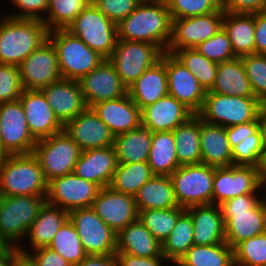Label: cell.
I'll use <instances>...</instances> for the list:
<instances>
[{
  "label": "cell",
  "mask_w": 266,
  "mask_h": 266,
  "mask_svg": "<svg viewBox=\"0 0 266 266\" xmlns=\"http://www.w3.org/2000/svg\"><path fill=\"white\" fill-rule=\"evenodd\" d=\"M127 93L140 110L168 95L165 62L160 59L148 68L127 89Z\"/></svg>",
  "instance_id": "cell-29"
},
{
  "label": "cell",
  "mask_w": 266,
  "mask_h": 266,
  "mask_svg": "<svg viewBox=\"0 0 266 266\" xmlns=\"http://www.w3.org/2000/svg\"><path fill=\"white\" fill-rule=\"evenodd\" d=\"M195 49L208 60L222 63L236 58L227 33L221 28L214 36L198 44Z\"/></svg>",
  "instance_id": "cell-49"
},
{
  "label": "cell",
  "mask_w": 266,
  "mask_h": 266,
  "mask_svg": "<svg viewBox=\"0 0 266 266\" xmlns=\"http://www.w3.org/2000/svg\"><path fill=\"white\" fill-rule=\"evenodd\" d=\"M235 266H266V232L239 243L234 248Z\"/></svg>",
  "instance_id": "cell-46"
},
{
  "label": "cell",
  "mask_w": 266,
  "mask_h": 266,
  "mask_svg": "<svg viewBox=\"0 0 266 266\" xmlns=\"http://www.w3.org/2000/svg\"><path fill=\"white\" fill-rule=\"evenodd\" d=\"M74 266H117L116 255H87Z\"/></svg>",
  "instance_id": "cell-58"
},
{
  "label": "cell",
  "mask_w": 266,
  "mask_h": 266,
  "mask_svg": "<svg viewBox=\"0 0 266 266\" xmlns=\"http://www.w3.org/2000/svg\"><path fill=\"white\" fill-rule=\"evenodd\" d=\"M24 90H40L62 79L55 47L46 40L19 65Z\"/></svg>",
  "instance_id": "cell-17"
},
{
  "label": "cell",
  "mask_w": 266,
  "mask_h": 266,
  "mask_svg": "<svg viewBox=\"0 0 266 266\" xmlns=\"http://www.w3.org/2000/svg\"><path fill=\"white\" fill-rule=\"evenodd\" d=\"M220 207L225 222V242L232 249L244 240L266 232L264 194L240 195L224 201Z\"/></svg>",
  "instance_id": "cell-2"
},
{
  "label": "cell",
  "mask_w": 266,
  "mask_h": 266,
  "mask_svg": "<svg viewBox=\"0 0 266 266\" xmlns=\"http://www.w3.org/2000/svg\"><path fill=\"white\" fill-rule=\"evenodd\" d=\"M68 219L69 212L45 202L37 218L28 229L25 237L27 241H24L22 245L18 247V250L20 253L26 255L34 249L48 247L59 228L63 226ZM28 245L30 247H28Z\"/></svg>",
  "instance_id": "cell-27"
},
{
  "label": "cell",
  "mask_w": 266,
  "mask_h": 266,
  "mask_svg": "<svg viewBox=\"0 0 266 266\" xmlns=\"http://www.w3.org/2000/svg\"><path fill=\"white\" fill-rule=\"evenodd\" d=\"M152 143V132L140 125L131 131L114 136L118 163L147 162Z\"/></svg>",
  "instance_id": "cell-35"
},
{
  "label": "cell",
  "mask_w": 266,
  "mask_h": 266,
  "mask_svg": "<svg viewBox=\"0 0 266 266\" xmlns=\"http://www.w3.org/2000/svg\"><path fill=\"white\" fill-rule=\"evenodd\" d=\"M194 229L190 215L184 211L177 219L175 227L162 244L163 256L172 263H178L194 245Z\"/></svg>",
  "instance_id": "cell-39"
},
{
  "label": "cell",
  "mask_w": 266,
  "mask_h": 266,
  "mask_svg": "<svg viewBox=\"0 0 266 266\" xmlns=\"http://www.w3.org/2000/svg\"><path fill=\"white\" fill-rule=\"evenodd\" d=\"M63 130L81 151L104 148L114 144V135L92 107H86L81 114L68 121L63 126Z\"/></svg>",
  "instance_id": "cell-21"
},
{
  "label": "cell",
  "mask_w": 266,
  "mask_h": 266,
  "mask_svg": "<svg viewBox=\"0 0 266 266\" xmlns=\"http://www.w3.org/2000/svg\"><path fill=\"white\" fill-rule=\"evenodd\" d=\"M78 82L87 107L127 94V88L122 84L119 75L108 59H104Z\"/></svg>",
  "instance_id": "cell-20"
},
{
  "label": "cell",
  "mask_w": 266,
  "mask_h": 266,
  "mask_svg": "<svg viewBox=\"0 0 266 266\" xmlns=\"http://www.w3.org/2000/svg\"><path fill=\"white\" fill-rule=\"evenodd\" d=\"M223 17L224 10L220 8L205 15L172 19L171 38L166 52L174 54L183 48H195L210 39L222 28Z\"/></svg>",
  "instance_id": "cell-14"
},
{
  "label": "cell",
  "mask_w": 266,
  "mask_h": 266,
  "mask_svg": "<svg viewBox=\"0 0 266 266\" xmlns=\"http://www.w3.org/2000/svg\"><path fill=\"white\" fill-rule=\"evenodd\" d=\"M262 174H266V158H265V161H264V165L262 167Z\"/></svg>",
  "instance_id": "cell-65"
},
{
  "label": "cell",
  "mask_w": 266,
  "mask_h": 266,
  "mask_svg": "<svg viewBox=\"0 0 266 266\" xmlns=\"http://www.w3.org/2000/svg\"><path fill=\"white\" fill-rule=\"evenodd\" d=\"M8 154L5 152L4 148L2 147L1 137H0V162L6 158Z\"/></svg>",
  "instance_id": "cell-63"
},
{
  "label": "cell",
  "mask_w": 266,
  "mask_h": 266,
  "mask_svg": "<svg viewBox=\"0 0 266 266\" xmlns=\"http://www.w3.org/2000/svg\"><path fill=\"white\" fill-rule=\"evenodd\" d=\"M257 122L264 146L266 148V103H262L259 108Z\"/></svg>",
  "instance_id": "cell-59"
},
{
  "label": "cell",
  "mask_w": 266,
  "mask_h": 266,
  "mask_svg": "<svg viewBox=\"0 0 266 266\" xmlns=\"http://www.w3.org/2000/svg\"><path fill=\"white\" fill-rule=\"evenodd\" d=\"M233 165L262 168L266 158V148L258 130L232 148Z\"/></svg>",
  "instance_id": "cell-45"
},
{
  "label": "cell",
  "mask_w": 266,
  "mask_h": 266,
  "mask_svg": "<svg viewBox=\"0 0 266 266\" xmlns=\"http://www.w3.org/2000/svg\"><path fill=\"white\" fill-rule=\"evenodd\" d=\"M171 27L172 19L165 0H143L117 24V39L151 43L166 52Z\"/></svg>",
  "instance_id": "cell-1"
},
{
  "label": "cell",
  "mask_w": 266,
  "mask_h": 266,
  "mask_svg": "<svg viewBox=\"0 0 266 266\" xmlns=\"http://www.w3.org/2000/svg\"><path fill=\"white\" fill-rule=\"evenodd\" d=\"M230 148L232 149L238 143L259 130L258 122H248L230 127H225Z\"/></svg>",
  "instance_id": "cell-56"
},
{
  "label": "cell",
  "mask_w": 266,
  "mask_h": 266,
  "mask_svg": "<svg viewBox=\"0 0 266 266\" xmlns=\"http://www.w3.org/2000/svg\"><path fill=\"white\" fill-rule=\"evenodd\" d=\"M46 196L47 182L33 153L8 155L0 162V196Z\"/></svg>",
  "instance_id": "cell-4"
},
{
  "label": "cell",
  "mask_w": 266,
  "mask_h": 266,
  "mask_svg": "<svg viewBox=\"0 0 266 266\" xmlns=\"http://www.w3.org/2000/svg\"><path fill=\"white\" fill-rule=\"evenodd\" d=\"M208 92L226 96L255 97L241 57L218 63L214 85Z\"/></svg>",
  "instance_id": "cell-32"
},
{
  "label": "cell",
  "mask_w": 266,
  "mask_h": 266,
  "mask_svg": "<svg viewBox=\"0 0 266 266\" xmlns=\"http://www.w3.org/2000/svg\"><path fill=\"white\" fill-rule=\"evenodd\" d=\"M100 187L73 172L52 179L47 183L46 202L67 212L92 207Z\"/></svg>",
  "instance_id": "cell-15"
},
{
  "label": "cell",
  "mask_w": 266,
  "mask_h": 266,
  "mask_svg": "<svg viewBox=\"0 0 266 266\" xmlns=\"http://www.w3.org/2000/svg\"><path fill=\"white\" fill-rule=\"evenodd\" d=\"M263 183L262 168L243 165L214 167L213 204L220 205L244 194H263Z\"/></svg>",
  "instance_id": "cell-12"
},
{
  "label": "cell",
  "mask_w": 266,
  "mask_h": 266,
  "mask_svg": "<svg viewBox=\"0 0 266 266\" xmlns=\"http://www.w3.org/2000/svg\"><path fill=\"white\" fill-rule=\"evenodd\" d=\"M255 54H266V11L254 13Z\"/></svg>",
  "instance_id": "cell-57"
},
{
  "label": "cell",
  "mask_w": 266,
  "mask_h": 266,
  "mask_svg": "<svg viewBox=\"0 0 266 266\" xmlns=\"http://www.w3.org/2000/svg\"><path fill=\"white\" fill-rule=\"evenodd\" d=\"M263 180H264L263 186H264V190H265V191H264V192H265V193H264V194H265L264 196H265V198H266V174H263Z\"/></svg>",
  "instance_id": "cell-64"
},
{
  "label": "cell",
  "mask_w": 266,
  "mask_h": 266,
  "mask_svg": "<svg viewBox=\"0 0 266 266\" xmlns=\"http://www.w3.org/2000/svg\"><path fill=\"white\" fill-rule=\"evenodd\" d=\"M40 91L63 126L87 107L77 80L62 78Z\"/></svg>",
  "instance_id": "cell-23"
},
{
  "label": "cell",
  "mask_w": 266,
  "mask_h": 266,
  "mask_svg": "<svg viewBox=\"0 0 266 266\" xmlns=\"http://www.w3.org/2000/svg\"><path fill=\"white\" fill-rule=\"evenodd\" d=\"M87 255H115L117 234L98 217L92 207L69 212Z\"/></svg>",
  "instance_id": "cell-13"
},
{
  "label": "cell",
  "mask_w": 266,
  "mask_h": 266,
  "mask_svg": "<svg viewBox=\"0 0 266 266\" xmlns=\"http://www.w3.org/2000/svg\"><path fill=\"white\" fill-rule=\"evenodd\" d=\"M0 137L8 155L32 153L37 141L29 132L20 100L0 103Z\"/></svg>",
  "instance_id": "cell-16"
},
{
  "label": "cell",
  "mask_w": 266,
  "mask_h": 266,
  "mask_svg": "<svg viewBox=\"0 0 266 266\" xmlns=\"http://www.w3.org/2000/svg\"><path fill=\"white\" fill-rule=\"evenodd\" d=\"M138 211L179 207L170 176L154 175L134 196Z\"/></svg>",
  "instance_id": "cell-34"
},
{
  "label": "cell",
  "mask_w": 266,
  "mask_h": 266,
  "mask_svg": "<svg viewBox=\"0 0 266 266\" xmlns=\"http://www.w3.org/2000/svg\"><path fill=\"white\" fill-rule=\"evenodd\" d=\"M148 165L154 175L170 176L180 167L173 131L152 132Z\"/></svg>",
  "instance_id": "cell-36"
},
{
  "label": "cell",
  "mask_w": 266,
  "mask_h": 266,
  "mask_svg": "<svg viewBox=\"0 0 266 266\" xmlns=\"http://www.w3.org/2000/svg\"><path fill=\"white\" fill-rule=\"evenodd\" d=\"M161 59L165 62L168 95L173 96L197 114L203 106L205 90L196 77L173 54L163 52Z\"/></svg>",
  "instance_id": "cell-18"
},
{
  "label": "cell",
  "mask_w": 266,
  "mask_h": 266,
  "mask_svg": "<svg viewBox=\"0 0 266 266\" xmlns=\"http://www.w3.org/2000/svg\"><path fill=\"white\" fill-rule=\"evenodd\" d=\"M90 49L107 59L117 42V24L100 12L90 1L66 29Z\"/></svg>",
  "instance_id": "cell-8"
},
{
  "label": "cell",
  "mask_w": 266,
  "mask_h": 266,
  "mask_svg": "<svg viewBox=\"0 0 266 266\" xmlns=\"http://www.w3.org/2000/svg\"><path fill=\"white\" fill-rule=\"evenodd\" d=\"M179 165L202 163L200 150V117L194 114L173 130Z\"/></svg>",
  "instance_id": "cell-37"
},
{
  "label": "cell",
  "mask_w": 266,
  "mask_h": 266,
  "mask_svg": "<svg viewBox=\"0 0 266 266\" xmlns=\"http://www.w3.org/2000/svg\"><path fill=\"white\" fill-rule=\"evenodd\" d=\"M9 2L15 11L14 13L7 12L5 16L17 19L43 21L49 8V0H9Z\"/></svg>",
  "instance_id": "cell-52"
},
{
  "label": "cell",
  "mask_w": 266,
  "mask_h": 266,
  "mask_svg": "<svg viewBox=\"0 0 266 266\" xmlns=\"http://www.w3.org/2000/svg\"><path fill=\"white\" fill-rule=\"evenodd\" d=\"M193 115L182 102L166 95L141 110V125L151 132L173 131Z\"/></svg>",
  "instance_id": "cell-25"
},
{
  "label": "cell",
  "mask_w": 266,
  "mask_h": 266,
  "mask_svg": "<svg viewBox=\"0 0 266 266\" xmlns=\"http://www.w3.org/2000/svg\"><path fill=\"white\" fill-rule=\"evenodd\" d=\"M225 12L253 14L266 11V0H221Z\"/></svg>",
  "instance_id": "cell-54"
},
{
  "label": "cell",
  "mask_w": 266,
  "mask_h": 266,
  "mask_svg": "<svg viewBox=\"0 0 266 266\" xmlns=\"http://www.w3.org/2000/svg\"><path fill=\"white\" fill-rule=\"evenodd\" d=\"M20 254L18 247L11 246L9 249L0 252V266H10L12 261Z\"/></svg>",
  "instance_id": "cell-60"
},
{
  "label": "cell",
  "mask_w": 266,
  "mask_h": 266,
  "mask_svg": "<svg viewBox=\"0 0 266 266\" xmlns=\"http://www.w3.org/2000/svg\"><path fill=\"white\" fill-rule=\"evenodd\" d=\"M173 55L196 77L205 92L212 89L218 63L208 60L195 48H183L177 50Z\"/></svg>",
  "instance_id": "cell-41"
},
{
  "label": "cell",
  "mask_w": 266,
  "mask_h": 266,
  "mask_svg": "<svg viewBox=\"0 0 266 266\" xmlns=\"http://www.w3.org/2000/svg\"><path fill=\"white\" fill-rule=\"evenodd\" d=\"M261 104L256 97L206 92L203 106L197 115L207 123L230 127L256 121Z\"/></svg>",
  "instance_id": "cell-7"
},
{
  "label": "cell",
  "mask_w": 266,
  "mask_h": 266,
  "mask_svg": "<svg viewBox=\"0 0 266 266\" xmlns=\"http://www.w3.org/2000/svg\"><path fill=\"white\" fill-rule=\"evenodd\" d=\"M32 137L38 141L63 131V125L40 90H23L19 98Z\"/></svg>",
  "instance_id": "cell-22"
},
{
  "label": "cell",
  "mask_w": 266,
  "mask_h": 266,
  "mask_svg": "<svg viewBox=\"0 0 266 266\" xmlns=\"http://www.w3.org/2000/svg\"><path fill=\"white\" fill-rule=\"evenodd\" d=\"M48 183L54 178L73 172L79 159V146L63 130L48 138L38 140L32 151Z\"/></svg>",
  "instance_id": "cell-10"
},
{
  "label": "cell",
  "mask_w": 266,
  "mask_h": 266,
  "mask_svg": "<svg viewBox=\"0 0 266 266\" xmlns=\"http://www.w3.org/2000/svg\"><path fill=\"white\" fill-rule=\"evenodd\" d=\"M184 211L183 207L144 210L139 211L138 220L162 245Z\"/></svg>",
  "instance_id": "cell-43"
},
{
  "label": "cell",
  "mask_w": 266,
  "mask_h": 266,
  "mask_svg": "<svg viewBox=\"0 0 266 266\" xmlns=\"http://www.w3.org/2000/svg\"><path fill=\"white\" fill-rule=\"evenodd\" d=\"M241 60L255 97L266 103V54H250Z\"/></svg>",
  "instance_id": "cell-47"
},
{
  "label": "cell",
  "mask_w": 266,
  "mask_h": 266,
  "mask_svg": "<svg viewBox=\"0 0 266 266\" xmlns=\"http://www.w3.org/2000/svg\"><path fill=\"white\" fill-rule=\"evenodd\" d=\"M200 150L203 164L214 167L233 165L232 149L225 127L207 123L201 118Z\"/></svg>",
  "instance_id": "cell-30"
},
{
  "label": "cell",
  "mask_w": 266,
  "mask_h": 266,
  "mask_svg": "<svg viewBox=\"0 0 266 266\" xmlns=\"http://www.w3.org/2000/svg\"><path fill=\"white\" fill-rule=\"evenodd\" d=\"M45 202L46 196H0V234L10 246L23 243Z\"/></svg>",
  "instance_id": "cell-6"
},
{
  "label": "cell",
  "mask_w": 266,
  "mask_h": 266,
  "mask_svg": "<svg viewBox=\"0 0 266 266\" xmlns=\"http://www.w3.org/2000/svg\"><path fill=\"white\" fill-rule=\"evenodd\" d=\"M48 248L57 252L72 266L87 256L77 230L69 219L59 228Z\"/></svg>",
  "instance_id": "cell-42"
},
{
  "label": "cell",
  "mask_w": 266,
  "mask_h": 266,
  "mask_svg": "<svg viewBox=\"0 0 266 266\" xmlns=\"http://www.w3.org/2000/svg\"><path fill=\"white\" fill-rule=\"evenodd\" d=\"M11 246L5 241V239L0 234V252L9 249Z\"/></svg>",
  "instance_id": "cell-62"
},
{
  "label": "cell",
  "mask_w": 266,
  "mask_h": 266,
  "mask_svg": "<svg viewBox=\"0 0 266 266\" xmlns=\"http://www.w3.org/2000/svg\"><path fill=\"white\" fill-rule=\"evenodd\" d=\"M115 255L117 266H166L170 263L164 256L142 258L127 253H116Z\"/></svg>",
  "instance_id": "cell-55"
},
{
  "label": "cell",
  "mask_w": 266,
  "mask_h": 266,
  "mask_svg": "<svg viewBox=\"0 0 266 266\" xmlns=\"http://www.w3.org/2000/svg\"><path fill=\"white\" fill-rule=\"evenodd\" d=\"M153 176L148 162L118 163L110 187L116 192L135 196Z\"/></svg>",
  "instance_id": "cell-40"
},
{
  "label": "cell",
  "mask_w": 266,
  "mask_h": 266,
  "mask_svg": "<svg viewBox=\"0 0 266 266\" xmlns=\"http://www.w3.org/2000/svg\"><path fill=\"white\" fill-rule=\"evenodd\" d=\"M170 177L179 207L213 204L214 166L182 165Z\"/></svg>",
  "instance_id": "cell-9"
},
{
  "label": "cell",
  "mask_w": 266,
  "mask_h": 266,
  "mask_svg": "<svg viewBox=\"0 0 266 266\" xmlns=\"http://www.w3.org/2000/svg\"><path fill=\"white\" fill-rule=\"evenodd\" d=\"M143 0H91L115 24L126 18Z\"/></svg>",
  "instance_id": "cell-51"
},
{
  "label": "cell",
  "mask_w": 266,
  "mask_h": 266,
  "mask_svg": "<svg viewBox=\"0 0 266 266\" xmlns=\"http://www.w3.org/2000/svg\"><path fill=\"white\" fill-rule=\"evenodd\" d=\"M91 0H49V8L44 18L48 31L67 29L77 15Z\"/></svg>",
  "instance_id": "cell-44"
},
{
  "label": "cell",
  "mask_w": 266,
  "mask_h": 266,
  "mask_svg": "<svg viewBox=\"0 0 266 266\" xmlns=\"http://www.w3.org/2000/svg\"><path fill=\"white\" fill-rule=\"evenodd\" d=\"M0 63L18 66L48 40V29L41 20L17 19L1 14Z\"/></svg>",
  "instance_id": "cell-3"
},
{
  "label": "cell",
  "mask_w": 266,
  "mask_h": 266,
  "mask_svg": "<svg viewBox=\"0 0 266 266\" xmlns=\"http://www.w3.org/2000/svg\"><path fill=\"white\" fill-rule=\"evenodd\" d=\"M117 165L114 146L87 149L81 151L73 173L102 188L110 186Z\"/></svg>",
  "instance_id": "cell-24"
},
{
  "label": "cell",
  "mask_w": 266,
  "mask_h": 266,
  "mask_svg": "<svg viewBox=\"0 0 266 266\" xmlns=\"http://www.w3.org/2000/svg\"><path fill=\"white\" fill-rule=\"evenodd\" d=\"M92 109L114 136L141 125V110L128 93L123 97L98 102L92 106Z\"/></svg>",
  "instance_id": "cell-26"
},
{
  "label": "cell",
  "mask_w": 266,
  "mask_h": 266,
  "mask_svg": "<svg viewBox=\"0 0 266 266\" xmlns=\"http://www.w3.org/2000/svg\"><path fill=\"white\" fill-rule=\"evenodd\" d=\"M178 264L180 266H235L234 249L226 242L204 246L194 244Z\"/></svg>",
  "instance_id": "cell-38"
},
{
  "label": "cell",
  "mask_w": 266,
  "mask_h": 266,
  "mask_svg": "<svg viewBox=\"0 0 266 266\" xmlns=\"http://www.w3.org/2000/svg\"><path fill=\"white\" fill-rule=\"evenodd\" d=\"M92 208L116 234L136 221L139 214L134 196L116 192L110 186L100 188Z\"/></svg>",
  "instance_id": "cell-19"
},
{
  "label": "cell",
  "mask_w": 266,
  "mask_h": 266,
  "mask_svg": "<svg viewBox=\"0 0 266 266\" xmlns=\"http://www.w3.org/2000/svg\"><path fill=\"white\" fill-rule=\"evenodd\" d=\"M34 266H72L57 252L48 247L34 249L26 254Z\"/></svg>",
  "instance_id": "cell-53"
},
{
  "label": "cell",
  "mask_w": 266,
  "mask_h": 266,
  "mask_svg": "<svg viewBox=\"0 0 266 266\" xmlns=\"http://www.w3.org/2000/svg\"><path fill=\"white\" fill-rule=\"evenodd\" d=\"M171 19L205 15L221 8V0H165Z\"/></svg>",
  "instance_id": "cell-48"
},
{
  "label": "cell",
  "mask_w": 266,
  "mask_h": 266,
  "mask_svg": "<svg viewBox=\"0 0 266 266\" xmlns=\"http://www.w3.org/2000/svg\"><path fill=\"white\" fill-rule=\"evenodd\" d=\"M48 40L57 52L58 66L63 79L79 81L105 59L66 29L49 31Z\"/></svg>",
  "instance_id": "cell-5"
},
{
  "label": "cell",
  "mask_w": 266,
  "mask_h": 266,
  "mask_svg": "<svg viewBox=\"0 0 266 266\" xmlns=\"http://www.w3.org/2000/svg\"><path fill=\"white\" fill-rule=\"evenodd\" d=\"M222 28L227 33L236 57L255 54L254 13H231L224 11Z\"/></svg>",
  "instance_id": "cell-33"
},
{
  "label": "cell",
  "mask_w": 266,
  "mask_h": 266,
  "mask_svg": "<svg viewBox=\"0 0 266 266\" xmlns=\"http://www.w3.org/2000/svg\"><path fill=\"white\" fill-rule=\"evenodd\" d=\"M163 52L154 44L117 39L107 58L128 89L148 68L161 59Z\"/></svg>",
  "instance_id": "cell-11"
},
{
  "label": "cell",
  "mask_w": 266,
  "mask_h": 266,
  "mask_svg": "<svg viewBox=\"0 0 266 266\" xmlns=\"http://www.w3.org/2000/svg\"><path fill=\"white\" fill-rule=\"evenodd\" d=\"M116 253L142 258L163 256L161 243L138 219L117 233Z\"/></svg>",
  "instance_id": "cell-31"
},
{
  "label": "cell",
  "mask_w": 266,
  "mask_h": 266,
  "mask_svg": "<svg viewBox=\"0 0 266 266\" xmlns=\"http://www.w3.org/2000/svg\"><path fill=\"white\" fill-rule=\"evenodd\" d=\"M23 90L19 67L0 63V103L19 100Z\"/></svg>",
  "instance_id": "cell-50"
},
{
  "label": "cell",
  "mask_w": 266,
  "mask_h": 266,
  "mask_svg": "<svg viewBox=\"0 0 266 266\" xmlns=\"http://www.w3.org/2000/svg\"><path fill=\"white\" fill-rule=\"evenodd\" d=\"M193 222V241L196 245L225 242V222L220 205H196L185 209Z\"/></svg>",
  "instance_id": "cell-28"
},
{
  "label": "cell",
  "mask_w": 266,
  "mask_h": 266,
  "mask_svg": "<svg viewBox=\"0 0 266 266\" xmlns=\"http://www.w3.org/2000/svg\"><path fill=\"white\" fill-rule=\"evenodd\" d=\"M10 266H34V264L27 255L20 253Z\"/></svg>",
  "instance_id": "cell-61"
}]
</instances>
